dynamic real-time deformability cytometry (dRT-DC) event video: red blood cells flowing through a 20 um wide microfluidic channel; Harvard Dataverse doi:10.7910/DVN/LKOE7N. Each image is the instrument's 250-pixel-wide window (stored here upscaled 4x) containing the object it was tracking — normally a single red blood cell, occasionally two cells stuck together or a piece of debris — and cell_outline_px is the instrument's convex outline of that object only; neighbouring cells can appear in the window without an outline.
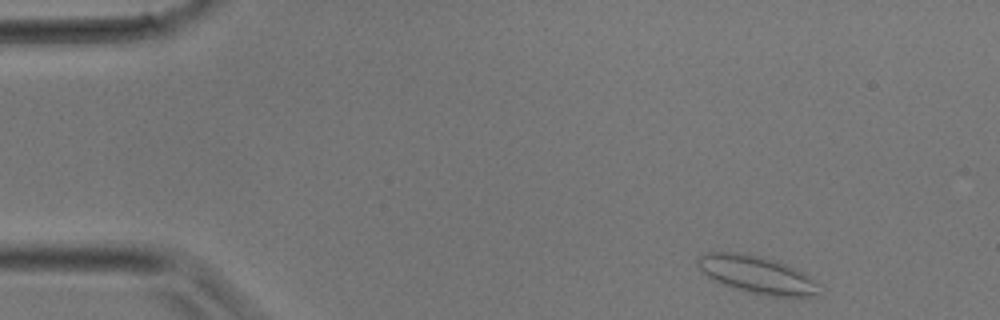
{"species": "common noctule bat (a hibernating species)", "species_latin": "Nyctalus noctula", "temperature_condition": "room temperature", "stored_images_in_passage": 7, "camera_frame_rate_fps": 3000, "um_per_image_px": 0.085, "animal": {"sex": "male", "body_mass_g": 17.9}, "frame": {"image": 1, "passage_image": 1, "time_ms": 0.0, "image_size_px": [1000, 320], "cell_outline_px": [[820, 284], [816, 296], [768, 296], [748, 292], [724, 284], [708, 276], [696, 264], [696, 256], [708, 252], [736, 252], [776, 260], [796, 268], [812, 276]], "centroid_in_image_um": [64.37, 23.34], "position_along_channel_um": 20.6, "area_um2": 26.47}}